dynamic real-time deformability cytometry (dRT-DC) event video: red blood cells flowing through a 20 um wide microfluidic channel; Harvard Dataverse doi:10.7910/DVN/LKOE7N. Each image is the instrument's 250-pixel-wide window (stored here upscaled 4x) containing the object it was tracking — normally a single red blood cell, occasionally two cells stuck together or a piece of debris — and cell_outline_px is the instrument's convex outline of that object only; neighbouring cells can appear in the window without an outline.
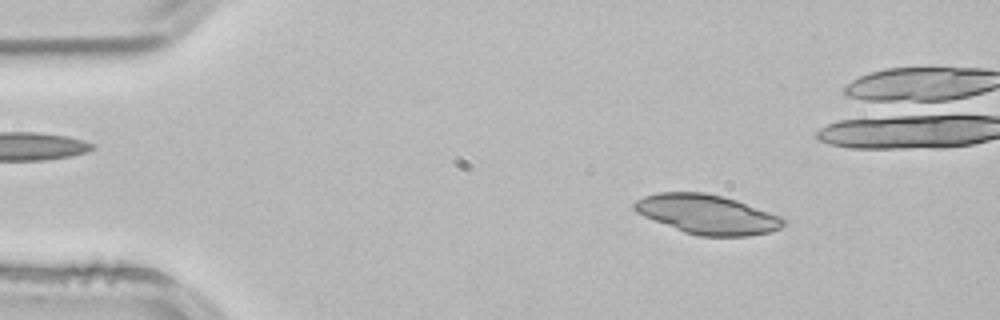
{"species": "common noctule bat (a hibernating species)", "species_latin": "Nyctalus noctula", "temperature_condition": "room temperature", "stored_images_in_passage": 3, "camera_frame_rate_fps": 3000, "um_per_image_px": 0.085, "animal": {"sex": "male", "body_mass_g": 21.5, "forearm_length_mm": 52.0}, "frame": {"image": 1, "passage_image": 1, "time_ms": 0.0, "image_size_px": [1000, 320], "cell_outline_px": [[788, 220], [780, 228], [768, 232], [748, 236], [700, 236], [684, 232], [644, 216], [636, 212], [632, 208], [632, 204], [636, 200], [644, 196], [656, 192], [704, 192], [736, 200], [780, 216]], "centroid_in_image_um": [60.09, 18.21], "position_along_channel_um": 24.9, "area_um2": 34.04}}